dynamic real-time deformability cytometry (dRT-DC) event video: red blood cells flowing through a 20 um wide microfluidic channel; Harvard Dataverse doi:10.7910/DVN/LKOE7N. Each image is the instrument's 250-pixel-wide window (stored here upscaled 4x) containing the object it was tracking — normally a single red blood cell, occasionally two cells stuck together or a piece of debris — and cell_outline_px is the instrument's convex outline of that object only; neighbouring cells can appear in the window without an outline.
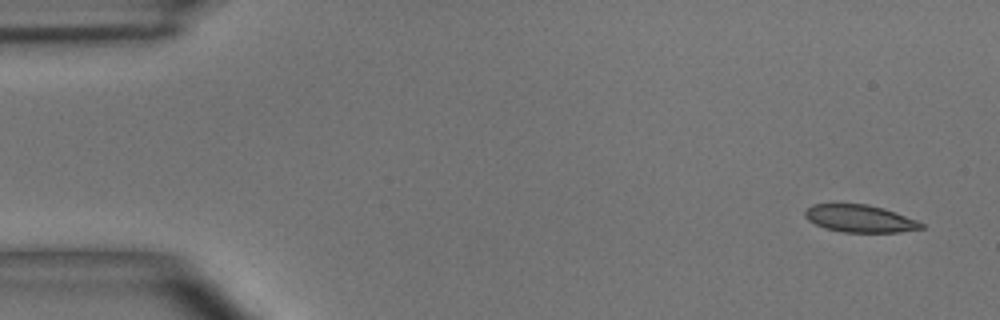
{"species": "common noctule bat (a hibernating species)", "species_latin": "Nyctalus noctula", "temperature_condition": "room temperature", "stored_images_in_passage": 5, "camera_frame_rate_fps": 3000, "um_per_image_px": 0.085, "animal": {"sex": "male", "body_mass_g": 15.6}, "frame": {"image": 1, "passage_image": 1, "time_ms": 0.0, "image_size_px": [1000, 320], "cell_outline_px": [[924, 228], [900, 232], [840, 232], [824, 228], [808, 220], [804, 216], [804, 212], [812, 204], [836, 200], [868, 204], [884, 208], [896, 212], [916, 220], [924, 224]], "centroid_in_image_um": [73.01, 18.52], "position_along_channel_um": 12.0, "area_um2": 19.42}}
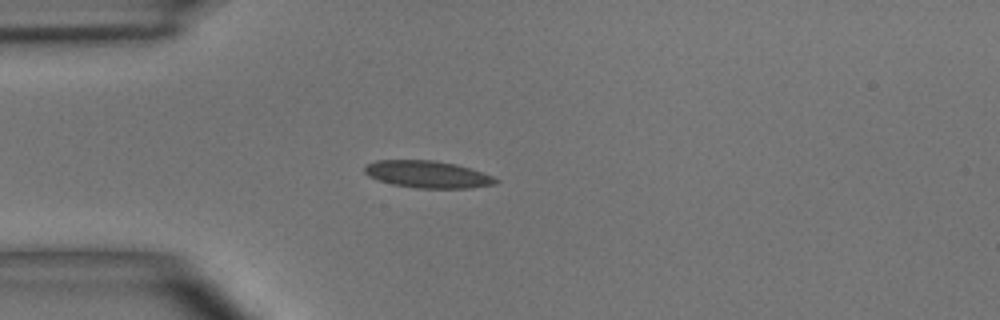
{"frame": {"image": 2, "passage_image": 4, "time_ms": 3.667, "image_size_px": [1000, 320], "cell_outline_px": [[500, 180], [496, 184], [468, 188], [416, 188], [392, 184], [368, 176], [364, 172], [364, 168], [368, 164], [376, 160], [432, 160], [456, 164], [492, 176]], "centroid_in_image_um": [36.33, 14.82], "position_along_channel_um": 48.7, "area_um2": 20.52}}